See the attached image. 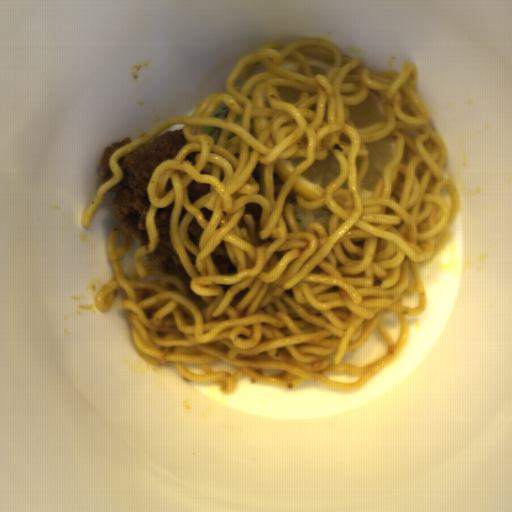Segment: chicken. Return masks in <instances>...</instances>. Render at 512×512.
I'll list each match as a JSON object with an SVG mask.
<instances>
[{"label":"chicken","mask_w":512,"mask_h":512,"mask_svg":"<svg viewBox=\"0 0 512 512\" xmlns=\"http://www.w3.org/2000/svg\"><path fill=\"white\" fill-rule=\"evenodd\" d=\"M188 143L181 129L168 130L148 143L136 145V151L118 158L124 178L114 191L113 212L120 229L136 237L140 246L148 241L145 215L150 197L147 184L156 166L163 160L175 159V154Z\"/></svg>","instance_id":"chicken-1"},{"label":"chicken","mask_w":512,"mask_h":512,"mask_svg":"<svg viewBox=\"0 0 512 512\" xmlns=\"http://www.w3.org/2000/svg\"><path fill=\"white\" fill-rule=\"evenodd\" d=\"M172 207L173 201L167 207L156 210L154 221L158 226L161 239L156 251L145 256L159 265L160 270L169 274H177L188 285L191 278L184 271L180 259L169 240Z\"/></svg>","instance_id":"chicken-2"},{"label":"chicken","mask_w":512,"mask_h":512,"mask_svg":"<svg viewBox=\"0 0 512 512\" xmlns=\"http://www.w3.org/2000/svg\"><path fill=\"white\" fill-rule=\"evenodd\" d=\"M130 143H133L130 139H124L112 141L111 143L105 146L103 153L98 160L99 181L101 184L113 176V173L110 169L108 162L110 155L114 153L116 150Z\"/></svg>","instance_id":"chicken-3"},{"label":"chicken","mask_w":512,"mask_h":512,"mask_svg":"<svg viewBox=\"0 0 512 512\" xmlns=\"http://www.w3.org/2000/svg\"><path fill=\"white\" fill-rule=\"evenodd\" d=\"M211 257L220 274H229L236 271V266L225 254L223 241L213 252H211Z\"/></svg>","instance_id":"chicken-4"},{"label":"chicken","mask_w":512,"mask_h":512,"mask_svg":"<svg viewBox=\"0 0 512 512\" xmlns=\"http://www.w3.org/2000/svg\"><path fill=\"white\" fill-rule=\"evenodd\" d=\"M187 188L190 196V203H193L203 193L210 191L208 184H197L194 180L190 182Z\"/></svg>","instance_id":"chicken-5"},{"label":"chicken","mask_w":512,"mask_h":512,"mask_svg":"<svg viewBox=\"0 0 512 512\" xmlns=\"http://www.w3.org/2000/svg\"><path fill=\"white\" fill-rule=\"evenodd\" d=\"M202 232V228L198 227V224L194 219L190 221V224L188 226V235L191 237V239L194 241V243L198 246L200 235Z\"/></svg>","instance_id":"chicken-6"}]
</instances>
